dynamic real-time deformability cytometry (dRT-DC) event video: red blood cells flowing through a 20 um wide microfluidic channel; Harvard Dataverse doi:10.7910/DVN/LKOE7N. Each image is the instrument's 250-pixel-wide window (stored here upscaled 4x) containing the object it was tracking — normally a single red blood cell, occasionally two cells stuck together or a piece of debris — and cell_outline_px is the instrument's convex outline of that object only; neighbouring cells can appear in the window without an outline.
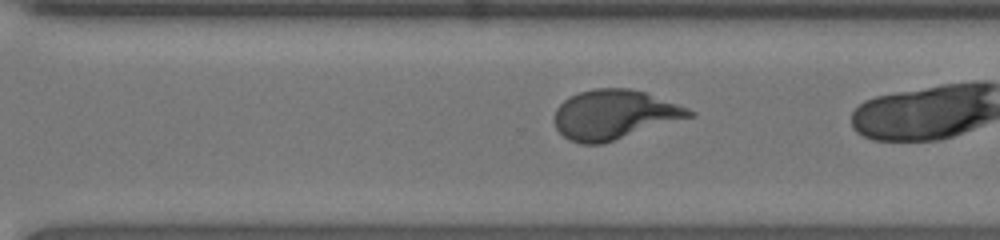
{"species": "human", "species_latin": "Homo sapiens", "temperature_condition": "room temperature", "stored_images_in_passage": 47, "camera_frame_rate_fps": 3000, "um_per_image_px": 0.085, "donor": {"sex": "female"}, "frame": {"image": 1, "passage_image": 42, "time_ms": 13.667, "image_size_px": [1000, 240], "cell_outline_px": [[696, 112], [692, 116], [604, 144], [580, 144], [568, 140], [556, 128], [552, 120], [552, 116], [556, 108], [564, 100], [580, 92], [596, 88], [628, 88], [644, 92], [688, 108]], "centroid_in_image_um": [52.16, 9.76], "position_along_channel_um": 318.4, "area_um2": 38.78}}